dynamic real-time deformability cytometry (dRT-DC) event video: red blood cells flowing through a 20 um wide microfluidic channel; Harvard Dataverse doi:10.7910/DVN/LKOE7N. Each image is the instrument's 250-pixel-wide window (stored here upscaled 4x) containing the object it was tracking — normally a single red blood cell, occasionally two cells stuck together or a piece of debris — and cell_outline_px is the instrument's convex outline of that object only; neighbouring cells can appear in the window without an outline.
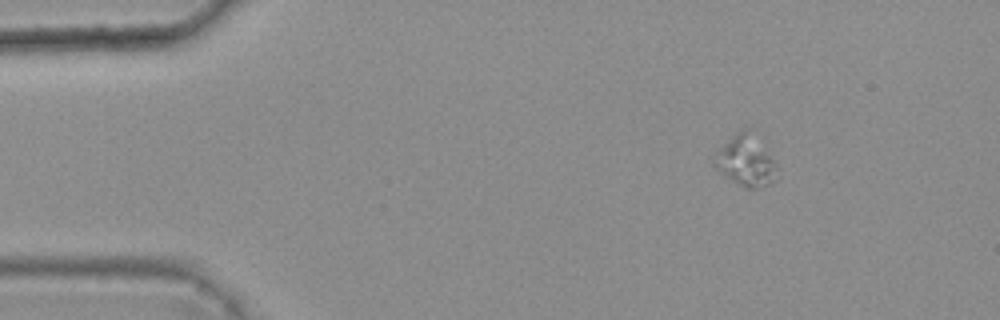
{"species": "common noctule bat (a hibernating species)", "species_latin": "Nyctalus noctula", "temperature_condition": "warm", "stored_images_in_passage": 5, "camera_frame_rate_fps": 3000, "um_per_image_px": 0.085, "animal": {"sex": "female", "body_mass_g": 25.1}, "frame": {"image": 1, "passage_image": 1, "time_ms": 0.0, "image_size_px": [1000, 320], "cell_outline_px": [[776, 180], [768, 184], [756, 188], [748, 188], [732, 180], [720, 172], [712, 164], [712, 160], [720, 148], [740, 128], [744, 128], [776, 164]], "centroid_in_image_um": [63.34, 13.72], "position_along_channel_um": 21.7, "area_um2": 17.46}}